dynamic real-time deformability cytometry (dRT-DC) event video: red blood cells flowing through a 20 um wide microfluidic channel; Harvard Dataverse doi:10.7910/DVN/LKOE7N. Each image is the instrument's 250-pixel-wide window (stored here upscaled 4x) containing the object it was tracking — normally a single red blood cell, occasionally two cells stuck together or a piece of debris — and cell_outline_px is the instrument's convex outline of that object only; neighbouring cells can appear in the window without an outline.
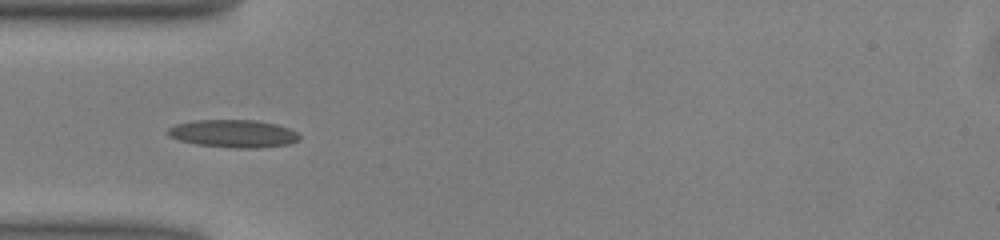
{"species": "common noctule bat (a hibernating species)", "species_latin": "Nyctalus noctula", "temperature_condition": "warm", "stored_images_in_passage": 36, "camera_frame_rate_fps": 3000, "um_per_image_px": 0.085, "animal": {"sex": "male", "body_mass_g": 13.0, "forearm_length_mm": 53.1}, "frame": {"image": 1, "passage_image": 1, "time_ms": 0.0, "image_size_px": [1000, 240], "cell_outline_px": [[300, 140], [288, 144], [260, 148], [232, 148], [196, 144], [180, 140], [168, 136], [168, 128], [176, 124], [196, 120], [256, 120], [276, 124], [288, 128], [296, 132], [300, 136]], "centroid_in_image_um": [19.85, 11.36], "position_along_channel_um": 65.1, "area_um2": 21.27}}
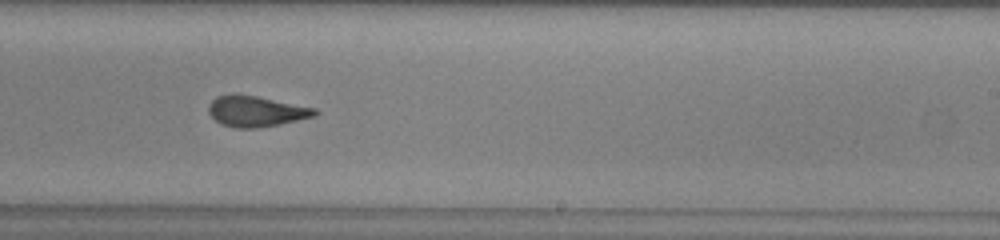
{"frame": {"image": 2, "passage_image": 16, "time_ms": 5.0, "image_size_px": [1000, 240], "cell_outline_px": [[320, 112], [316, 116], [280, 124], [256, 128], [232, 128], [220, 124], [208, 112], [208, 104], [216, 96], [236, 92], [316, 108]], "centroid_in_image_um": [21.74, 9.45], "position_along_channel_um": 267.3, "area_um2": 19.36}}
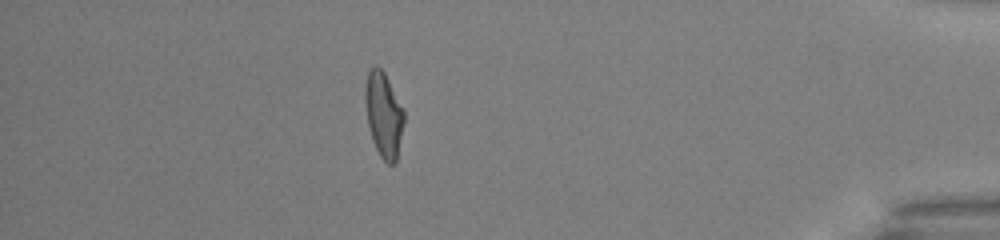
{"frame": {"image": 3, "passage_image": 30, "time_ms": 9.667, "image_size_px": [1000, 240], "cell_outline_px": [[404, 124], [396, 160], [392, 164], [388, 164], [380, 156], [372, 140], [368, 124], [364, 104], [364, 88], [368, 72], [376, 64], [384, 72], [404, 112]], "centroid_in_image_um": [32.58, 9.74], "position_along_channel_um": 402.6, "area_um2": 19.07}, "authors_computed_cell_mechanics": {"area_um2": 19.2185, "velocity_mm_per_s": 4.0417, "shape_relaxation_time_tau1_ms": 5.5856, "shape_relaxation_time_tau2_ms": 1.356, "deformation_change_tau1": 0.1983, "deformation_change_tau2": 0.0898}}